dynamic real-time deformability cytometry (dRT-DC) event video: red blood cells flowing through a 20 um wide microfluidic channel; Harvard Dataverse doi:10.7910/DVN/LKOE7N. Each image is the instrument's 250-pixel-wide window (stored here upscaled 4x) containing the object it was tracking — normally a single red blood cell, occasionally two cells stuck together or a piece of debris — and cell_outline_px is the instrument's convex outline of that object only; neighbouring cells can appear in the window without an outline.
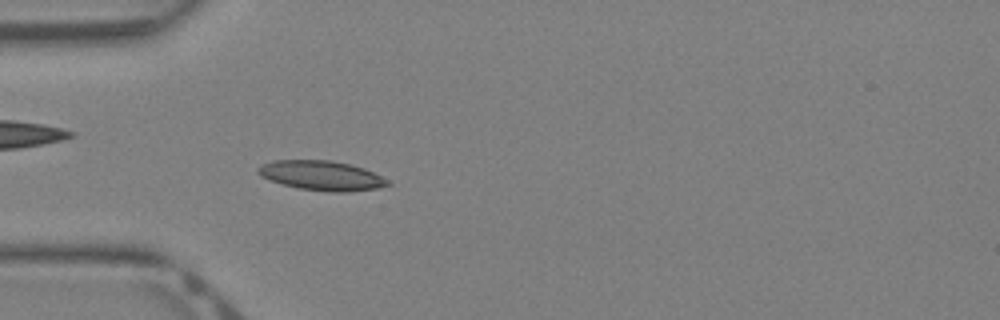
{"species": "Egyptian fruit bat (a non-hibernating species)", "species_latin": "Rousettus aegyptiacus", "temperature_condition": "warm", "stored_images_in_passage": 27, "camera_frame_rate_fps": 3000, "um_per_image_px": 0.085, "animal": {"sex": "female"}, "frame": {"image": 1, "passage_image": 5, "time_ms": 1.333, "image_size_px": [1000, 320], "cell_outline_px": [[392, 184], [380, 188], [348, 192], [328, 192], [300, 188], [284, 184], [260, 176], [256, 172], [256, 168], [260, 164], [272, 160], [328, 160], [352, 164], [364, 168], [388, 180]], "centroid_in_image_um": [27.33, 14.92], "position_along_channel_um": 57.7, "area_um2": 22.48}}
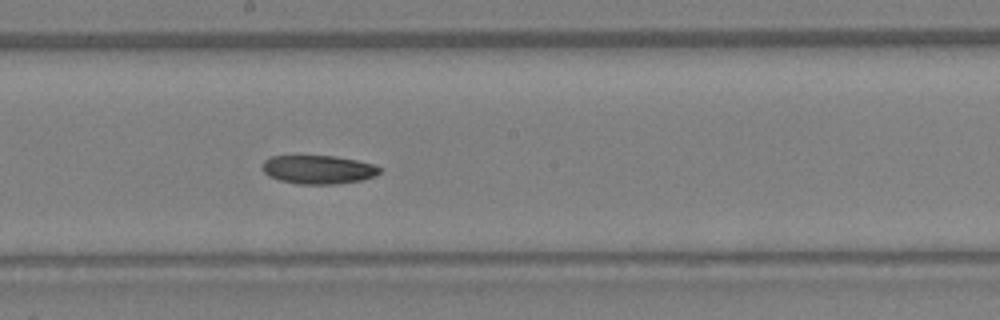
{"frame": {"image": 2, "passage_image": 15, "time_ms": 4.667, "image_size_px": [1000, 320], "cell_outline_px": [[384, 168], [376, 176], [360, 180], [332, 184], [296, 184], [280, 180], [268, 176], [264, 172], [264, 160], [272, 156], [336, 156], [356, 160], [372, 164]], "centroid_in_image_um": [27.08, 14.41], "position_along_channel_um": 221.1, "area_um2": 19.48}}
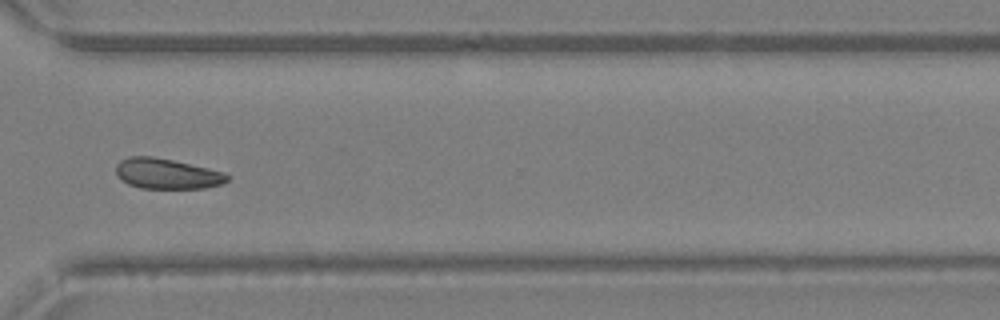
{"frame": {"image": 3, "passage_image": 23, "time_ms": 7.333, "image_size_px": [1000, 320], "cell_outline_px": [[228, 180], [220, 184], [204, 188], [140, 188], [128, 184], [120, 180], [116, 176], [116, 164], [120, 160], [128, 156], [152, 156], [172, 160], [208, 168], [224, 172], [228, 176]], "centroid_in_image_um": [14.12, 14.76], "position_along_channel_um": 356.5, "area_um2": 19.71}}